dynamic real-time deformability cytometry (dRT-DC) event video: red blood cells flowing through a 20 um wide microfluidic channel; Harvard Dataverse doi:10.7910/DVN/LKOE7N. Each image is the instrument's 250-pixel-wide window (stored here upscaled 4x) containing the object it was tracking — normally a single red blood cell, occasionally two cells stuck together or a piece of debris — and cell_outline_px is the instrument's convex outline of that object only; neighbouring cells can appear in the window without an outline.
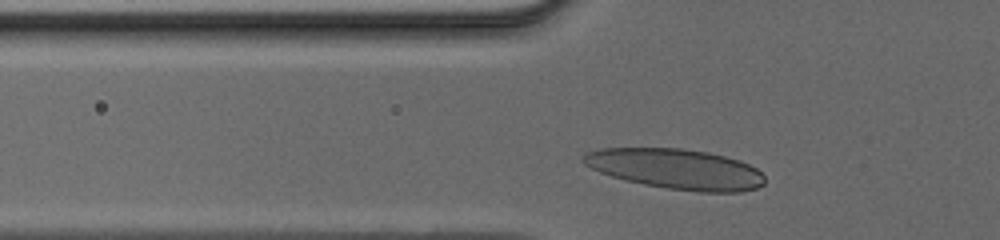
{"species": "human", "species_latin": "Homo sapiens", "temperature_condition": "cold", "stored_images_in_passage": 31, "camera_frame_rate_fps": 3000, "um_per_image_px": 0.085, "donor": {"sex": "male"}, "frame": {"image": 1, "passage_image": 4, "time_ms": 1.0, "image_size_px": [1000, 240], "cell_outline_px": [[764, 184], [756, 188], [740, 192], [700, 192], [668, 188], [644, 184], [612, 176], [600, 172], [584, 164], [580, 160], [584, 152], [600, 148], [680, 148], [708, 152], [740, 160], [756, 168], [764, 176]], "centroid_in_image_um": [57.44, 14.35], "position_along_channel_um": 68.4, "area_um2": 42.48}}
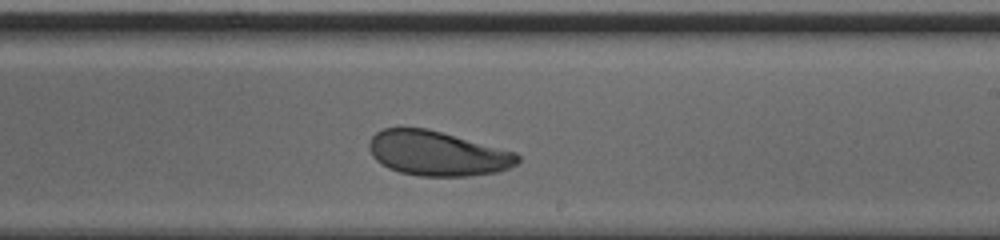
{"frame": {"image": 2, "passage_image": 19, "time_ms": 6.0, "image_size_px": [1000, 240], "cell_outline_px": [[520, 160], [516, 164], [500, 172], [468, 176], [420, 176], [400, 172], [388, 168], [376, 160], [372, 156], [368, 148], [368, 144], [372, 136], [376, 132], [384, 128], [428, 128], [516, 152], [520, 156]], "centroid_in_image_um": [37.18, 13.04], "position_along_channel_um": 251.8, "area_um2": 38.84}}
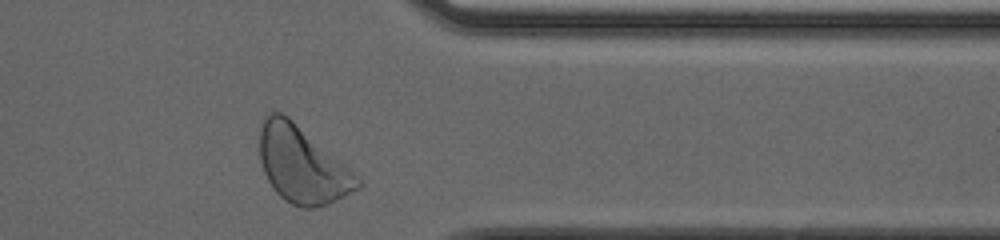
{"frame": {"image": 3, "passage_image": 30, "time_ms": 9.667, "image_size_px": [1000, 240], "cell_outline_px": [[364, 184], [360, 188], [328, 204], [316, 208], [304, 208], [292, 204], [280, 196], [276, 192], [268, 180], [264, 172], [260, 160], [260, 120], [268, 112], [280, 112], [288, 116], [344, 164]], "centroid_in_image_um": [25.65, 14.0], "position_along_channel_um": 385.8, "area_um2": 43.23}}